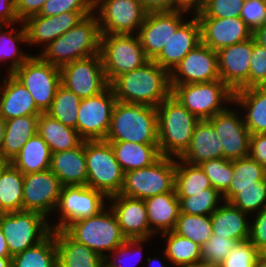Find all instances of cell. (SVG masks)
I'll use <instances>...</instances> for the list:
<instances>
[{
  "label": "cell",
  "instance_id": "1",
  "mask_svg": "<svg viewBox=\"0 0 266 267\" xmlns=\"http://www.w3.org/2000/svg\"><path fill=\"white\" fill-rule=\"evenodd\" d=\"M117 101L157 108L171 95L170 74L154 60L118 76L111 84Z\"/></svg>",
  "mask_w": 266,
  "mask_h": 267
},
{
  "label": "cell",
  "instance_id": "2",
  "mask_svg": "<svg viewBox=\"0 0 266 267\" xmlns=\"http://www.w3.org/2000/svg\"><path fill=\"white\" fill-rule=\"evenodd\" d=\"M101 32L93 12L37 54L43 61L61 67L75 60L100 54Z\"/></svg>",
  "mask_w": 266,
  "mask_h": 267
},
{
  "label": "cell",
  "instance_id": "3",
  "mask_svg": "<svg viewBox=\"0 0 266 267\" xmlns=\"http://www.w3.org/2000/svg\"><path fill=\"white\" fill-rule=\"evenodd\" d=\"M105 140L158 144L157 108L117 101Z\"/></svg>",
  "mask_w": 266,
  "mask_h": 267
},
{
  "label": "cell",
  "instance_id": "4",
  "mask_svg": "<svg viewBox=\"0 0 266 267\" xmlns=\"http://www.w3.org/2000/svg\"><path fill=\"white\" fill-rule=\"evenodd\" d=\"M158 147L162 156L180 158L189 148L200 121L172 95L157 107Z\"/></svg>",
  "mask_w": 266,
  "mask_h": 267
},
{
  "label": "cell",
  "instance_id": "5",
  "mask_svg": "<svg viewBox=\"0 0 266 267\" xmlns=\"http://www.w3.org/2000/svg\"><path fill=\"white\" fill-rule=\"evenodd\" d=\"M107 208L95 216L74 221L64 229L76 242L104 258L127 240L113 211L109 206Z\"/></svg>",
  "mask_w": 266,
  "mask_h": 267
},
{
  "label": "cell",
  "instance_id": "6",
  "mask_svg": "<svg viewBox=\"0 0 266 267\" xmlns=\"http://www.w3.org/2000/svg\"><path fill=\"white\" fill-rule=\"evenodd\" d=\"M170 85L171 95L199 120H208L233 103L234 92L221 79Z\"/></svg>",
  "mask_w": 266,
  "mask_h": 267
},
{
  "label": "cell",
  "instance_id": "7",
  "mask_svg": "<svg viewBox=\"0 0 266 267\" xmlns=\"http://www.w3.org/2000/svg\"><path fill=\"white\" fill-rule=\"evenodd\" d=\"M87 165V186L101 191L107 197L119 194L124 172L117 162L113 149L106 140H84Z\"/></svg>",
  "mask_w": 266,
  "mask_h": 267
},
{
  "label": "cell",
  "instance_id": "8",
  "mask_svg": "<svg viewBox=\"0 0 266 267\" xmlns=\"http://www.w3.org/2000/svg\"><path fill=\"white\" fill-rule=\"evenodd\" d=\"M100 56L109 85L149 61L137 34H101Z\"/></svg>",
  "mask_w": 266,
  "mask_h": 267
},
{
  "label": "cell",
  "instance_id": "9",
  "mask_svg": "<svg viewBox=\"0 0 266 267\" xmlns=\"http://www.w3.org/2000/svg\"><path fill=\"white\" fill-rule=\"evenodd\" d=\"M175 158L161 156L155 163L124 173L119 194L145 200L165 192H175Z\"/></svg>",
  "mask_w": 266,
  "mask_h": 267
},
{
  "label": "cell",
  "instance_id": "10",
  "mask_svg": "<svg viewBox=\"0 0 266 267\" xmlns=\"http://www.w3.org/2000/svg\"><path fill=\"white\" fill-rule=\"evenodd\" d=\"M106 202L105 194L87 185L63 186L54 211L59 213V222H49V226L51 230H64L74 221L99 214L108 206Z\"/></svg>",
  "mask_w": 266,
  "mask_h": 267
},
{
  "label": "cell",
  "instance_id": "11",
  "mask_svg": "<svg viewBox=\"0 0 266 267\" xmlns=\"http://www.w3.org/2000/svg\"><path fill=\"white\" fill-rule=\"evenodd\" d=\"M49 221L33 211H15L0 215V227L9 253L14 256L41 242L50 232Z\"/></svg>",
  "mask_w": 266,
  "mask_h": 267
},
{
  "label": "cell",
  "instance_id": "12",
  "mask_svg": "<svg viewBox=\"0 0 266 267\" xmlns=\"http://www.w3.org/2000/svg\"><path fill=\"white\" fill-rule=\"evenodd\" d=\"M12 75L29 91L36 107L46 113L61 84L58 66L43 61L37 54L32 55Z\"/></svg>",
  "mask_w": 266,
  "mask_h": 267
},
{
  "label": "cell",
  "instance_id": "13",
  "mask_svg": "<svg viewBox=\"0 0 266 267\" xmlns=\"http://www.w3.org/2000/svg\"><path fill=\"white\" fill-rule=\"evenodd\" d=\"M101 34H137L147 11L140 0H94Z\"/></svg>",
  "mask_w": 266,
  "mask_h": 267
},
{
  "label": "cell",
  "instance_id": "14",
  "mask_svg": "<svg viewBox=\"0 0 266 267\" xmlns=\"http://www.w3.org/2000/svg\"><path fill=\"white\" fill-rule=\"evenodd\" d=\"M59 69L61 85L80 99L95 96L109 86L100 54L69 62Z\"/></svg>",
  "mask_w": 266,
  "mask_h": 267
},
{
  "label": "cell",
  "instance_id": "15",
  "mask_svg": "<svg viewBox=\"0 0 266 267\" xmlns=\"http://www.w3.org/2000/svg\"><path fill=\"white\" fill-rule=\"evenodd\" d=\"M116 102L110 85L101 93L81 100L77 132L84 140H105Z\"/></svg>",
  "mask_w": 266,
  "mask_h": 267
},
{
  "label": "cell",
  "instance_id": "16",
  "mask_svg": "<svg viewBox=\"0 0 266 267\" xmlns=\"http://www.w3.org/2000/svg\"><path fill=\"white\" fill-rule=\"evenodd\" d=\"M235 109L227 107L208 119L218 134L223 158L230 161L249 156L250 132L243 121V115H239L240 109Z\"/></svg>",
  "mask_w": 266,
  "mask_h": 267
},
{
  "label": "cell",
  "instance_id": "17",
  "mask_svg": "<svg viewBox=\"0 0 266 267\" xmlns=\"http://www.w3.org/2000/svg\"><path fill=\"white\" fill-rule=\"evenodd\" d=\"M182 11L147 12L137 33L145 55L154 60L176 30L186 21Z\"/></svg>",
  "mask_w": 266,
  "mask_h": 267
},
{
  "label": "cell",
  "instance_id": "18",
  "mask_svg": "<svg viewBox=\"0 0 266 267\" xmlns=\"http://www.w3.org/2000/svg\"><path fill=\"white\" fill-rule=\"evenodd\" d=\"M169 74L170 84H195L219 80L217 51L201 42Z\"/></svg>",
  "mask_w": 266,
  "mask_h": 267
},
{
  "label": "cell",
  "instance_id": "19",
  "mask_svg": "<svg viewBox=\"0 0 266 267\" xmlns=\"http://www.w3.org/2000/svg\"><path fill=\"white\" fill-rule=\"evenodd\" d=\"M62 187L50 170L25 174L23 210L40 213L48 219L57 207Z\"/></svg>",
  "mask_w": 266,
  "mask_h": 267
},
{
  "label": "cell",
  "instance_id": "20",
  "mask_svg": "<svg viewBox=\"0 0 266 267\" xmlns=\"http://www.w3.org/2000/svg\"><path fill=\"white\" fill-rule=\"evenodd\" d=\"M253 37L217 51L220 79L233 91L249 87Z\"/></svg>",
  "mask_w": 266,
  "mask_h": 267
},
{
  "label": "cell",
  "instance_id": "21",
  "mask_svg": "<svg viewBox=\"0 0 266 267\" xmlns=\"http://www.w3.org/2000/svg\"><path fill=\"white\" fill-rule=\"evenodd\" d=\"M108 206L113 211L122 234L126 239H150L155 237L150 230L144 200L116 194L108 197Z\"/></svg>",
  "mask_w": 266,
  "mask_h": 267
},
{
  "label": "cell",
  "instance_id": "22",
  "mask_svg": "<svg viewBox=\"0 0 266 267\" xmlns=\"http://www.w3.org/2000/svg\"><path fill=\"white\" fill-rule=\"evenodd\" d=\"M93 12H66L57 16L33 15L24 22L27 32V45H43L44 49L59 36L77 25L86 16Z\"/></svg>",
  "mask_w": 266,
  "mask_h": 267
},
{
  "label": "cell",
  "instance_id": "23",
  "mask_svg": "<svg viewBox=\"0 0 266 267\" xmlns=\"http://www.w3.org/2000/svg\"><path fill=\"white\" fill-rule=\"evenodd\" d=\"M197 18L201 26V42L215 51L253 37L252 30L240 17Z\"/></svg>",
  "mask_w": 266,
  "mask_h": 267
},
{
  "label": "cell",
  "instance_id": "24",
  "mask_svg": "<svg viewBox=\"0 0 266 267\" xmlns=\"http://www.w3.org/2000/svg\"><path fill=\"white\" fill-rule=\"evenodd\" d=\"M185 21L172 35L154 61L169 73L197 45L201 43V26L196 16Z\"/></svg>",
  "mask_w": 266,
  "mask_h": 267
},
{
  "label": "cell",
  "instance_id": "25",
  "mask_svg": "<svg viewBox=\"0 0 266 267\" xmlns=\"http://www.w3.org/2000/svg\"><path fill=\"white\" fill-rule=\"evenodd\" d=\"M243 111V121L253 134H266V86H253L234 92L233 103Z\"/></svg>",
  "mask_w": 266,
  "mask_h": 267
},
{
  "label": "cell",
  "instance_id": "26",
  "mask_svg": "<svg viewBox=\"0 0 266 267\" xmlns=\"http://www.w3.org/2000/svg\"><path fill=\"white\" fill-rule=\"evenodd\" d=\"M217 158H223L218 134L208 120H200L194 128L189 148L180 159L191 165H200Z\"/></svg>",
  "mask_w": 266,
  "mask_h": 267
},
{
  "label": "cell",
  "instance_id": "27",
  "mask_svg": "<svg viewBox=\"0 0 266 267\" xmlns=\"http://www.w3.org/2000/svg\"><path fill=\"white\" fill-rule=\"evenodd\" d=\"M49 170L62 186L87 185V165L84 142L76 148L51 154Z\"/></svg>",
  "mask_w": 266,
  "mask_h": 267
},
{
  "label": "cell",
  "instance_id": "28",
  "mask_svg": "<svg viewBox=\"0 0 266 267\" xmlns=\"http://www.w3.org/2000/svg\"><path fill=\"white\" fill-rule=\"evenodd\" d=\"M41 113L29 91L12 74H7L0 95V115L9 120Z\"/></svg>",
  "mask_w": 266,
  "mask_h": 267
},
{
  "label": "cell",
  "instance_id": "29",
  "mask_svg": "<svg viewBox=\"0 0 266 267\" xmlns=\"http://www.w3.org/2000/svg\"><path fill=\"white\" fill-rule=\"evenodd\" d=\"M150 230L158 235L173 231L180 214L176 192H165L144 200Z\"/></svg>",
  "mask_w": 266,
  "mask_h": 267
},
{
  "label": "cell",
  "instance_id": "30",
  "mask_svg": "<svg viewBox=\"0 0 266 267\" xmlns=\"http://www.w3.org/2000/svg\"><path fill=\"white\" fill-rule=\"evenodd\" d=\"M57 245L58 267H101L104 257L72 239L64 230H51Z\"/></svg>",
  "mask_w": 266,
  "mask_h": 267
},
{
  "label": "cell",
  "instance_id": "31",
  "mask_svg": "<svg viewBox=\"0 0 266 267\" xmlns=\"http://www.w3.org/2000/svg\"><path fill=\"white\" fill-rule=\"evenodd\" d=\"M250 215L229 202L221 203L211 215L213 234L238 241L249 239Z\"/></svg>",
  "mask_w": 266,
  "mask_h": 267
},
{
  "label": "cell",
  "instance_id": "32",
  "mask_svg": "<svg viewBox=\"0 0 266 267\" xmlns=\"http://www.w3.org/2000/svg\"><path fill=\"white\" fill-rule=\"evenodd\" d=\"M37 134L48 144L51 153L73 149L84 142L76 129L64 125L47 113L39 115Z\"/></svg>",
  "mask_w": 266,
  "mask_h": 267
},
{
  "label": "cell",
  "instance_id": "33",
  "mask_svg": "<svg viewBox=\"0 0 266 267\" xmlns=\"http://www.w3.org/2000/svg\"><path fill=\"white\" fill-rule=\"evenodd\" d=\"M39 115H27L6 120L2 145V162L12 161L25 143L37 134Z\"/></svg>",
  "mask_w": 266,
  "mask_h": 267
},
{
  "label": "cell",
  "instance_id": "34",
  "mask_svg": "<svg viewBox=\"0 0 266 267\" xmlns=\"http://www.w3.org/2000/svg\"><path fill=\"white\" fill-rule=\"evenodd\" d=\"M123 172H129L155 163L162 155L158 144L109 142Z\"/></svg>",
  "mask_w": 266,
  "mask_h": 267
},
{
  "label": "cell",
  "instance_id": "35",
  "mask_svg": "<svg viewBox=\"0 0 266 267\" xmlns=\"http://www.w3.org/2000/svg\"><path fill=\"white\" fill-rule=\"evenodd\" d=\"M24 175L10 162H0L1 215L23 210Z\"/></svg>",
  "mask_w": 266,
  "mask_h": 267
},
{
  "label": "cell",
  "instance_id": "36",
  "mask_svg": "<svg viewBox=\"0 0 266 267\" xmlns=\"http://www.w3.org/2000/svg\"><path fill=\"white\" fill-rule=\"evenodd\" d=\"M18 24L17 28L19 30L13 28L12 24L0 25V63L10 62L9 67H7L8 74H12L32 56V54H27L23 49L20 50V46L18 47L22 43H28L27 32L23 22ZM10 26H12L11 29L9 28ZM5 27L6 31L4 30Z\"/></svg>",
  "mask_w": 266,
  "mask_h": 267
},
{
  "label": "cell",
  "instance_id": "37",
  "mask_svg": "<svg viewBox=\"0 0 266 267\" xmlns=\"http://www.w3.org/2000/svg\"><path fill=\"white\" fill-rule=\"evenodd\" d=\"M51 151L48 144L38 135L32 136L10 163L23 175L49 170Z\"/></svg>",
  "mask_w": 266,
  "mask_h": 267
},
{
  "label": "cell",
  "instance_id": "38",
  "mask_svg": "<svg viewBox=\"0 0 266 267\" xmlns=\"http://www.w3.org/2000/svg\"><path fill=\"white\" fill-rule=\"evenodd\" d=\"M165 239V249L162 251L164 258L171 263L173 267H184L194 263L203 262L201 257V246L183 237L174 231H168L160 234Z\"/></svg>",
  "mask_w": 266,
  "mask_h": 267
},
{
  "label": "cell",
  "instance_id": "39",
  "mask_svg": "<svg viewBox=\"0 0 266 267\" xmlns=\"http://www.w3.org/2000/svg\"><path fill=\"white\" fill-rule=\"evenodd\" d=\"M11 267H58L57 245L53 232L38 244L12 256Z\"/></svg>",
  "mask_w": 266,
  "mask_h": 267
},
{
  "label": "cell",
  "instance_id": "40",
  "mask_svg": "<svg viewBox=\"0 0 266 267\" xmlns=\"http://www.w3.org/2000/svg\"><path fill=\"white\" fill-rule=\"evenodd\" d=\"M207 188L213 187L199 165H191L175 158L174 189L177 197H190Z\"/></svg>",
  "mask_w": 266,
  "mask_h": 267
},
{
  "label": "cell",
  "instance_id": "41",
  "mask_svg": "<svg viewBox=\"0 0 266 267\" xmlns=\"http://www.w3.org/2000/svg\"><path fill=\"white\" fill-rule=\"evenodd\" d=\"M222 197L224 202L252 216L266 207V179L257 186L229 187Z\"/></svg>",
  "mask_w": 266,
  "mask_h": 267
},
{
  "label": "cell",
  "instance_id": "42",
  "mask_svg": "<svg viewBox=\"0 0 266 267\" xmlns=\"http://www.w3.org/2000/svg\"><path fill=\"white\" fill-rule=\"evenodd\" d=\"M81 100L71 90L59 85L50 109L46 112L64 125L77 130L78 110Z\"/></svg>",
  "mask_w": 266,
  "mask_h": 267
},
{
  "label": "cell",
  "instance_id": "43",
  "mask_svg": "<svg viewBox=\"0 0 266 267\" xmlns=\"http://www.w3.org/2000/svg\"><path fill=\"white\" fill-rule=\"evenodd\" d=\"M173 231L202 246L213 235L210 215H190L180 212Z\"/></svg>",
  "mask_w": 266,
  "mask_h": 267
},
{
  "label": "cell",
  "instance_id": "44",
  "mask_svg": "<svg viewBox=\"0 0 266 267\" xmlns=\"http://www.w3.org/2000/svg\"><path fill=\"white\" fill-rule=\"evenodd\" d=\"M180 212L190 215H211L222 203V195L214 188L203 189L190 197H178Z\"/></svg>",
  "mask_w": 266,
  "mask_h": 267
},
{
  "label": "cell",
  "instance_id": "45",
  "mask_svg": "<svg viewBox=\"0 0 266 267\" xmlns=\"http://www.w3.org/2000/svg\"><path fill=\"white\" fill-rule=\"evenodd\" d=\"M229 187L257 186L266 179V169L250 156L232 161Z\"/></svg>",
  "mask_w": 266,
  "mask_h": 267
},
{
  "label": "cell",
  "instance_id": "46",
  "mask_svg": "<svg viewBox=\"0 0 266 267\" xmlns=\"http://www.w3.org/2000/svg\"><path fill=\"white\" fill-rule=\"evenodd\" d=\"M200 168L209 178L211 186L223 195L229 188L232 180V161L217 158L201 163Z\"/></svg>",
  "mask_w": 266,
  "mask_h": 267
},
{
  "label": "cell",
  "instance_id": "47",
  "mask_svg": "<svg viewBox=\"0 0 266 267\" xmlns=\"http://www.w3.org/2000/svg\"><path fill=\"white\" fill-rule=\"evenodd\" d=\"M261 252L249 239L239 241L218 267H258Z\"/></svg>",
  "mask_w": 266,
  "mask_h": 267
},
{
  "label": "cell",
  "instance_id": "48",
  "mask_svg": "<svg viewBox=\"0 0 266 267\" xmlns=\"http://www.w3.org/2000/svg\"><path fill=\"white\" fill-rule=\"evenodd\" d=\"M149 240L150 239H127L124 243H122L120 246L115 248L111 253H109L104 258V263L107 264L109 267H129V265L130 267H135V266H132V263L130 264L129 262L131 261L130 258L134 256L133 259H135V255H137L138 256L137 260L140 261V259L143 258L142 257L143 246L144 244H146V241H149ZM125 259H127V261ZM139 261H136V263H133V265L139 264L137 263Z\"/></svg>",
  "mask_w": 266,
  "mask_h": 267
},
{
  "label": "cell",
  "instance_id": "49",
  "mask_svg": "<svg viewBox=\"0 0 266 267\" xmlns=\"http://www.w3.org/2000/svg\"><path fill=\"white\" fill-rule=\"evenodd\" d=\"M238 242V240L213 234L200 248L203 262L218 266Z\"/></svg>",
  "mask_w": 266,
  "mask_h": 267
},
{
  "label": "cell",
  "instance_id": "50",
  "mask_svg": "<svg viewBox=\"0 0 266 267\" xmlns=\"http://www.w3.org/2000/svg\"><path fill=\"white\" fill-rule=\"evenodd\" d=\"M245 0H206L203 10L196 17H240Z\"/></svg>",
  "mask_w": 266,
  "mask_h": 267
},
{
  "label": "cell",
  "instance_id": "51",
  "mask_svg": "<svg viewBox=\"0 0 266 267\" xmlns=\"http://www.w3.org/2000/svg\"><path fill=\"white\" fill-rule=\"evenodd\" d=\"M66 12H94V0H47L40 16H57Z\"/></svg>",
  "mask_w": 266,
  "mask_h": 267
},
{
  "label": "cell",
  "instance_id": "52",
  "mask_svg": "<svg viewBox=\"0 0 266 267\" xmlns=\"http://www.w3.org/2000/svg\"><path fill=\"white\" fill-rule=\"evenodd\" d=\"M253 86H266V48L256 43L254 37L249 68V87Z\"/></svg>",
  "mask_w": 266,
  "mask_h": 267
},
{
  "label": "cell",
  "instance_id": "53",
  "mask_svg": "<svg viewBox=\"0 0 266 267\" xmlns=\"http://www.w3.org/2000/svg\"><path fill=\"white\" fill-rule=\"evenodd\" d=\"M240 18L254 32L266 22V0H245Z\"/></svg>",
  "mask_w": 266,
  "mask_h": 267
},
{
  "label": "cell",
  "instance_id": "54",
  "mask_svg": "<svg viewBox=\"0 0 266 267\" xmlns=\"http://www.w3.org/2000/svg\"><path fill=\"white\" fill-rule=\"evenodd\" d=\"M253 216L249 240L262 253L266 249V207Z\"/></svg>",
  "mask_w": 266,
  "mask_h": 267
},
{
  "label": "cell",
  "instance_id": "55",
  "mask_svg": "<svg viewBox=\"0 0 266 267\" xmlns=\"http://www.w3.org/2000/svg\"><path fill=\"white\" fill-rule=\"evenodd\" d=\"M47 0H15V12L20 22L40 13Z\"/></svg>",
  "mask_w": 266,
  "mask_h": 267
},
{
  "label": "cell",
  "instance_id": "56",
  "mask_svg": "<svg viewBox=\"0 0 266 267\" xmlns=\"http://www.w3.org/2000/svg\"><path fill=\"white\" fill-rule=\"evenodd\" d=\"M249 156L266 169V134L250 135Z\"/></svg>",
  "mask_w": 266,
  "mask_h": 267
},
{
  "label": "cell",
  "instance_id": "57",
  "mask_svg": "<svg viewBox=\"0 0 266 267\" xmlns=\"http://www.w3.org/2000/svg\"><path fill=\"white\" fill-rule=\"evenodd\" d=\"M19 22L15 12V0H0V24L17 26Z\"/></svg>",
  "mask_w": 266,
  "mask_h": 267
},
{
  "label": "cell",
  "instance_id": "58",
  "mask_svg": "<svg viewBox=\"0 0 266 267\" xmlns=\"http://www.w3.org/2000/svg\"><path fill=\"white\" fill-rule=\"evenodd\" d=\"M205 2L206 0H173V11H190V14L196 16L203 10Z\"/></svg>",
  "mask_w": 266,
  "mask_h": 267
},
{
  "label": "cell",
  "instance_id": "59",
  "mask_svg": "<svg viewBox=\"0 0 266 267\" xmlns=\"http://www.w3.org/2000/svg\"><path fill=\"white\" fill-rule=\"evenodd\" d=\"M147 12L173 11V0H140Z\"/></svg>",
  "mask_w": 266,
  "mask_h": 267
},
{
  "label": "cell",
  "instance_id": "60",
  "mask_svg": "<svg viewBox=\"0 0 266 267\" xmlns=\"http://www.w3.org/2000/svg\"><path fill=\"white\" fill-rule=\"evenodd\" d=\"M253 37L256 43L266 48V22L253 32Z\"/></svg>",
  "mask_w": 266,
  "mask_h": 267
},
{
  "label": "cell",
  "instance_id": "61",
  "mask_svg": "<svg viewBox=\"0 0 266 267\" xmlns=\"http://www.w3.org/2000/svg\"><path fill=\"white\" fill-rule=\"evenodd\" d=\"M0 257H12L9 253V248L0 227Z\"/></svg>",
  "mask_w": 266,
  "mask_h": 267
},
{
  "label": "cell",
  "instance_id": "62",
  "mask_svg": "<svg viewBox=\"0 0 266 267\" xmlns=\"http://www.w3.org/2000/svg\"><path fill=\"white\" fill-rule=\"evenodd\" d=\"M6 120L0 115V162H2V145L5 136Z\"/></svg>",
  "mask_w": 266,
  "mask_h": 267
},
{
  "label": "cell",
  "instance_id": "63",
  "mask_svg": "<svg viewBox=\"0 0 266 267\" xmlns=\"http://www.w3.org/2000/svg\"><path fill=\"white\" fill-rule=\"evenodd\" d=\"M160 258H151V257H148L146 260L148 263H150L148 266L149 267H169L165 264V261L163 260V262H161L159 260ZM163 263V264H162Z\"/></svg>",
  "mask_w": 266,
  "mask_h": 267
},
{
  "label": "cell",
  "instance_id": "64",
  "mask_svg": "<svg viewBox=\"0 0 266 267\" xmlns=\"http://www.w3.org/2000/svg\"><path fill=\"white\" fill-rule=\"evenodd\" d=\"M0 267H11V257H0Z\"/></svg>",
  "mask_w": 266,
  "mask_h": 267
},
{
  "label": "cell",
  "instance_id": "65",
  "mask_svg": "<svg viewBox=\"0 0 266 267\" xmlns=\"http://www.w3.org/2000/svg\"><path fill=\"white\" fill-rule=\"evenodd\" d=\"M184 267H218L217 265L201 262V263H194L192 265H187Z\"/></svg>",
  "mask_w": 266,
  "mask_h": 267
},
{
  "label": "cell",
  "instance_id": "66",
  "mask_svg": "<svg viewBox=\"0 0 266 267\" xmlns=\"http://www.w3.org/2000/svg\"><path fill=\"white\" fill-rule=\"evenodd\" d=\"M258 267H266V257L262 253L259 258Z\"/></svg>",
  "mask_w": 266,
  "mask_h": 267
},
{
  "label": "cell",
  "instance_id": "67",
  "mask_svg": "<svg viewBox=\"0 0 266 267\" xmlns=\"http://www.w3.org/2000/svg\"><path fill=\"white\" fill-rule=\"evenodd\" d=\"M0 82H1V81H0ZM3 84H4V79H3V81L0 83V95H1V91H2Z\"/></svg>",
  "mask_w": 266,
  "mask_h": 267
},
{
  "label": "cell",
  "instance_id": "68",
  "mask_svg": "<svg viewBox=\"0 0 266 267\" xmlns=\"http://www.w3.org/2000/svg\"><path fill=\"white\" fill-rule=\"evenodd\" d=\"M262 254L266 257V249L262 252Z\"/></svg>",
  "mask_w": 266,
  "mask_h": 267
},
{
  "label": "cell",
  "instance_id": "69",
  "mask_svg": "<svg viewBox=\"0 0 266 267\" xmlns=\"http://www.w3.org/2000/svg\"><path fill=\"white\" fill-rule=\"evenodd\" d=\"M101 267H109L107 264L103 263Z\"/></svg>",
  "mask_w": 266,
  "mask_h": 267
}]
</instances>
